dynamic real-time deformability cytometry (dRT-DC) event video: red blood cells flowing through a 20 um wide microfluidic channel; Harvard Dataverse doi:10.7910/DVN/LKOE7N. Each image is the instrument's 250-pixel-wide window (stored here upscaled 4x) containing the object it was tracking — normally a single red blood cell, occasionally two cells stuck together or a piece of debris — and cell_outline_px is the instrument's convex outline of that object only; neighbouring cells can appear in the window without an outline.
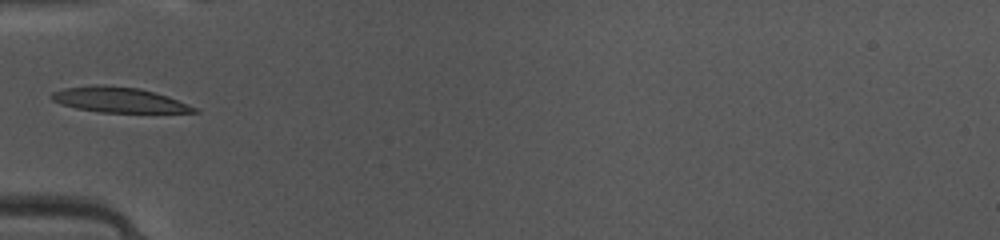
{"species": "common noctule bat (a hibernating species)", "species_latin": "Nyctalus noctula", "temperature_condition": "warm", "stored_images_in_passage": 33, "camera_frame_rate_fps": 3000, "um_per_image_px": 0.085, "animal": {"sex": "female", "body_mass_g": 10.0, "forearm_length_mm": 53.1}, "frame": {"image": 1, "passage_image": 1, "time_ms": 0.0, "image_size_px": [1000, 240], "cell_outline_px": [[200, 112], [100, 112], [76, 108], [60, 104], [52, 100], [52, 92], [64, 88], [96, 84], [104, 84], [140, 88], [168, 96], [196, 108]], "centroid_in_image_um": [10.06, 8.47], "position_along_channel_um": 74.9, "area_um2": 20.81}}
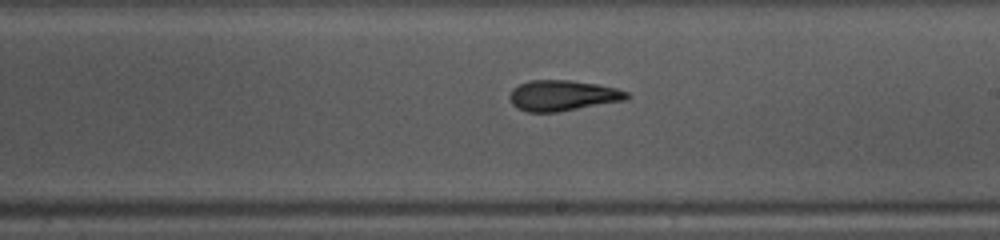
{"frame": {"image": 2, "passage_image": 13, "time_ms": 4.0, "image_size_px": [1000, 240], "cell_outline_px": [[628, 96], [624, 100], [556, 112], [528, 112], [516, 108], [512, 104], [508, 96], [512, 88], [528, 80], [572, 80], [596, 84], [616, 88], [628, 92]], "centroid_in_image_um": [47.76, 8.11], "position_along_channel_um": 241.2, "area_um2": 20.81}}
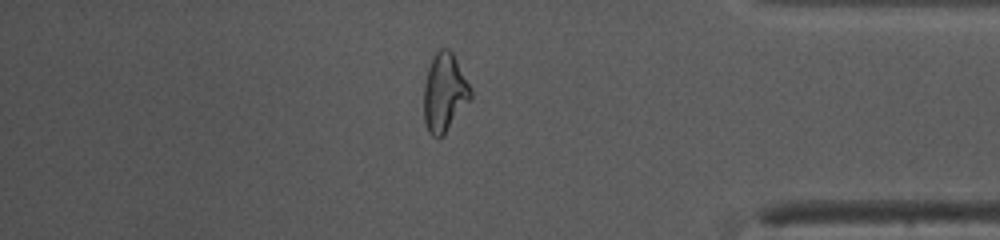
{"frame": {"image": 3, "passage_image": 26, "time_ms": 8.333, "image_size_px": [1000, 240], "cell_outline_px": [[472, 96], [444, 132], [440, 136], [432, 136], [428, 132], [424, 120], [424, 84], [428, 68], [432, 56], [440, 48], [448, 48], [452, 52], [472, 88]], "centroid_in_image_um": [37.76, 7.8], "position_along_channel_um": 397.4, "area_um2": 20.98}, "authors_computed_cell_mechanics": {"area_um2": 20.8658, "velocity_mm_per_s": 4.1308, "shape_relaxation_time_tau1_ms": 5.8027, "shape_relaxation_time_tau2_ms": 2.0982, "deformation_change_tau1": 0.1835, "deformation_change_tau2": 0.1001}}